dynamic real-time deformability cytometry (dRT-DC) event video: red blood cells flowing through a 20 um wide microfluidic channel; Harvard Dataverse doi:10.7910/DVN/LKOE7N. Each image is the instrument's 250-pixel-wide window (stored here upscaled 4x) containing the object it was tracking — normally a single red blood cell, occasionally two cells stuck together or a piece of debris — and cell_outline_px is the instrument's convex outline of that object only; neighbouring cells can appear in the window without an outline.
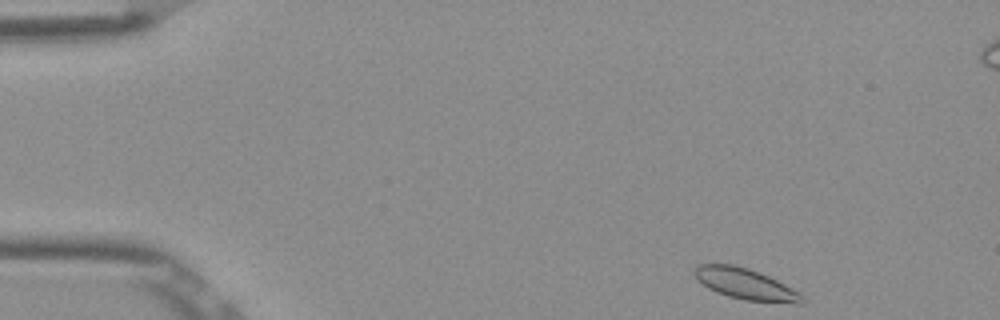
{"species": "Egyptian fruit bat (a non-hibernating species)", "species_latin": "Rousettus aegyptiacus", "temperature_condition": "room temperature", "stored_images_in_passage": 49, "camera_frame_rate_fps": 3000, "um_per_image_px": 0.085, "frame": {"image": 1, "passage_image": 1, "time_ms": 0.0, "image_size_px": [1000, 320], "cell_outline_px": [[804, 304], [796, 304], [744, 300], [728, 296], [716, 292], [708, 288], [696, 280], [692, 272], [692, 268], [696, 264], [732, 264], [748, 268], [760, 272], [800, 292], [804, 296]], "centroid_in_image_um": [63.34, 24.14], "position_along_channel_um": 21.7, "area_um2": 19.83}}
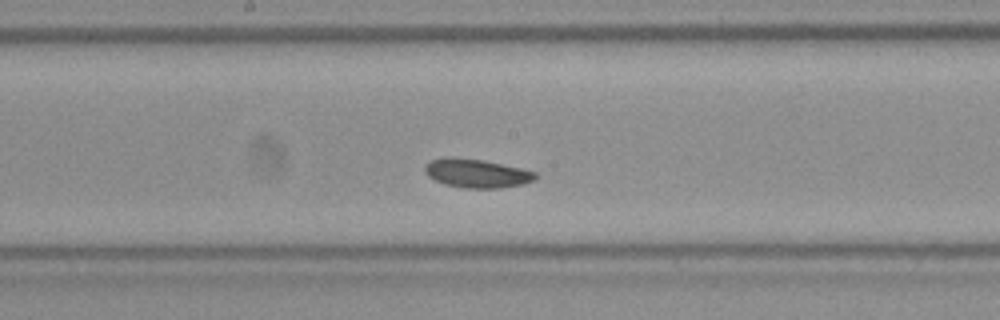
{"frame": {"image": 2, "passage_image": 23, "time_ms": 7.333, "image_size_px": [1000, 320], "cell_outline_px": [[536, 180], [524, 184], [500, 188], [464, 188], [444, 184], [428, 176], [424, 172], [424, 164], [432, 160], [452, 156], [484, 160], [520, 168], [536, 172]], "centroid_in_image_um": [40.51, 14.73], "position_along_channel_um": 207.7, "area_um2": 18.61}}
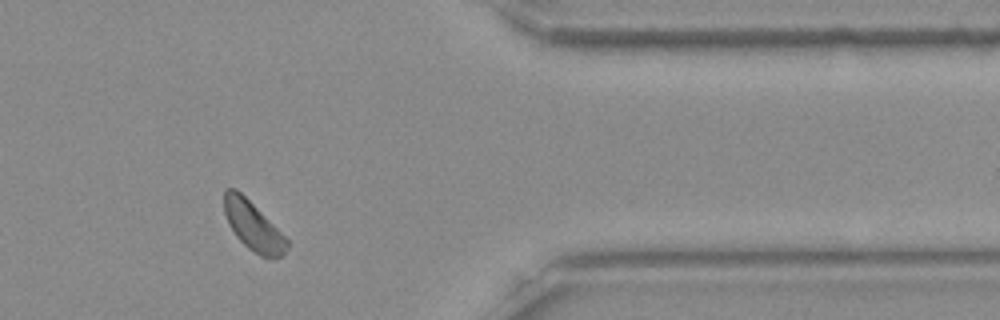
{"frame": {"image": 3, "passage_image": 39, "time_ms": 12.667, "image_size_px": [1000, 320], "cell_outline_px": [[288, 248], [284, 256], [272, 260], [268, 260], [260, 256], [248, 248], [236, 236], [228, 224], [224, 212], [224, 192], [228, 188], [236, 188], [288, 240]], "centroid_in_image_um": [21.52, 19.28], "position_along_channel_um": 389.9, "area_um2": 17.74}}